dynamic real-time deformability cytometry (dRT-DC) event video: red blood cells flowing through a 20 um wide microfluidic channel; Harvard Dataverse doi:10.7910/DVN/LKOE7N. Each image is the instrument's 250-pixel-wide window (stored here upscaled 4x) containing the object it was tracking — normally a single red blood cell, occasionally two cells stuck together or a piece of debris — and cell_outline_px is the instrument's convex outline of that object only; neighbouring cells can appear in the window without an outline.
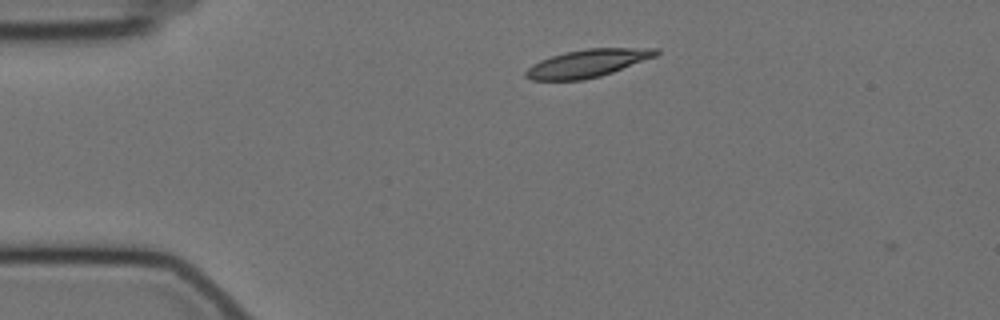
{"species": "Egyptian fruit bat (a non-hibernating species)", "species_latin": "Rousettus aegyptiacus", "temperature_condition": "cold", "stored_images_in_passage": 5, "camera_frame_rate_fps": 3000, "um_per_image_px": 0.085, "animal": {"sex": "female"}, "frame": {"image": 1, "passage_image": 3, "time_ms": 0.667, "image_size_px": [1000, 320], "cell_outline_px": [[660, 52], [656, 56], [612, 72], [600, 76], [584, 80], [532, 80], [524, 76], [524, 72], [532, 64], [540, 60], [564, 52], [584, 48], [656, 48]], "centroid_in_image_um": [49.91, 5.38], "position_along_channel_um": 35.1, "area_um2": 21.04}}